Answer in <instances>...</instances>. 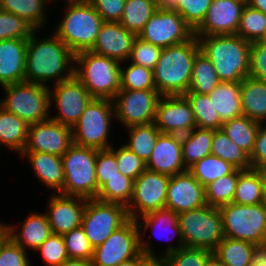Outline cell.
<instances>
[{"label":"cell","instance_id":"obj_1","mask_svg":"<svg viewBox=\"0 0 266 266\" xmlns=\"http://www.w3.org/2000/svg\"><path fill=\"white\" fill-rule=\"evenodd\" d=\"M36 32L27 39L25 82L47 86L52 80L57 84L70 79L74 75V53L54 33L38 40Z\"/></svg>","mask_w":266,"mask_h":266},{"label":"cell","instance_id":"obj_2","mask_svg":"<svg viewBox=\"0 0 266 266\" xmlns=\"http://www.w3.org/2000/svg\"><path fill=\"white\" fill-rule=\"evenodd\" d=\"M200 52L198 39L163 48L153 69L154 82L161 96L184 95L189 90L193 65Z\"/></svg>","mask_w":266,"mask_h":266},{"label":"cell","instance_id":"obj_3","mask_svg":"<svg viewBox=\"0 0 266 266\" xmlns=\"http://www.w3.org/2000/svg\"><path fill=\"white\" fill-rule=\"evenodd\" d=\"M196 38L200 52L211 60L220 82H238L248 77L250 42L236 34Z\"/></svg>","mask_w":266,"mask_h":266},{"label":"cell","instance_id":"obj_4","mask_svg":"<svg viewBox=\"0 0 266 266\" xmlns=\"http://www.w3.org/2000/svg\"><path fill=\"white\" fill-rule=\"evenodd\" d=\"M66 2L65 16L53 32L74 54L90 50L105 21L88 0Z\"/></svg>","mask_w":266,"mask_h":266},{"label":"cell","instance_id":"obj_5","mask_svg":"<svg viewBox=\"0 0 266 266\" xmlns=\"http://www.w3.org/2000/svg\"><path fill=\"white\" fill-rule=\"evenodd\" d=\"M74 64V76L93 98L112 100L120 91V62L86 50L74 54Z\"/></svg>","mask_w":266,"mask_h":266},{"label":"cell","instance_id":"obj_6","mask_svg":"<svg viewBox=\"0 0 266 266\" xmlns=\"http://www.w3.org/2000/svg\"><path fill=\"white\" fill-rule=\"evenodd\" d=\"M137 221L129 219L115 230L105 242L94 248L92 266H117L121 262L138 257L141 253L151 260H158L149 242L142 239Z\"/></svg>","mask_w":266,"mask_h":266},{"label":"cell","instance_id":"obj_7","mask_svg":"<svg viewBox=\"0 0 266 266\" xmlns=\"http://www.w3.org/2000/svg\"><path fill=\"white\" fill-rule=\"evenodd\" d=\"M94 148L73 144L62 156L64 185L59 194L96 198L98 183L96 179V157Z\"/></svg>","mask_w":266,"mask_h":266},{"label":"cell","instance_id":"obj_8","mask_svg":"<svg viewBox=\"0 0 266 266\" xmlns=\"http://www.w3.org/2000/svg\"><path fill=\"white\" fill-rule=\"evenodd\" d=\"M178 223L186 247L213 253L224 238L221 213L217 207L208 204L178 214Z\"/></svg>","mask_w":266,"mask_h":266},{"label":"cell","instance_id":"obj_9","mask_svg":"<svg viewBox=\"0 0 266 266\" xmlns=\"http://www.w3.org/2000/svg\"><path fill=\"white\" fill-rule=\"evenodd\" d=\"M224 237L257 244L266 243V205L229 203L218 208Z\"/></svg>","mask_w":266,"mask_h":266},{"label":"cell","instance_id":"obj_10","mask_svg":"<svg viewBox=\"0 0 266 266\" xmlns=\"http://www.w3.org/2000/svg\"><path fill=\"white\" fill-rule=\"evenodd\" d=\"M49 87L25 81L2 86L7 95L0 106L29 125L46 121L50 119Z\"/></svg>","mask_w":266,"mask_h":266},{"label":"cell","instance_id":"obj_11","mask_svg":"<svg viewBox=\"0 0 266 266\" xmlns=\"http://www.w3.org/2000/svg\"><path fill=\"white\" fill-rule=\"evenodd\" d=\"M113 117L112 100L93 98L71 128L73 143L96 150L110 149L112 144L108 142V134Z\"/></svg>","mask_w":266,"mask_h":266},{"label":"cell","instance_id":"obj_12","mask_svg":"<svg viewBox=\"0 0 266 266\" xmlns=\"http://www.w3.org/2000/svg\"><path fill=\"white\" fill-rule=\"evenodd\" d=\"M129 220L127 208L118 203L87 199L81 227L95 248Z\"/></svg>","mask_w":266,"mask_h":266},{"label":"cell","instance_id":"obj_13","mask_svg":"<svg viewBox=\"0 0 266 266\" xmlns=\"http://www.w3.org/2000/svg\"><path fill=\"white\" fill-rule=\"evenodd\" d=\"M193 36V29L177 11L163 8L157 9L138 35L162 49L184 43Z\"/></svg>","mask_w":266,"mask_h":266},{"label":"cell","instance_id":"obj_14","mask_svg":"<svg viewBox=\"0 0 266 266\" xmlns=\"http://www.w3.org/2000/svg\"><path fill=\"white\" fill-rule=\"evenodd\" d=\"M160 97L157 89L120 90L112 99L115 117L125 128L153 123Z\"/></svg>","mask_w":266,"mask_h":266},{"label":"cell","instance_id":"obj_15","mask_svg":"<svg viewBox=\"0 0 266 266\" xmlns=\"http://www.w3.org/2000/svg\"><path fill=\"white\" fill-rule=\"evenodd\" d=\"M169 180V175L148 169L136 178L132 199L126 207L129 219L138 221L140 216L164 209Z\"/></svg>","mask_w":266,"mask_h":266},{"label":"cell","instance_id":"obj_16","mask_svg":"<svg viewBox=\"0 0 266 266\" xmlns=\"http://www.w3.org/2000/svg\"><path fill=\"white\" fill-rule=\"evenodd\" d=\"M52 88H49L50 107L55 101L59 114L50 119L72 128L93 97L74 75Z\"/></svg>","mask_w":266,"mask_h":266},{"label":"cell","instance_id":"obj_17","mask_svg":"<svg viewBox=\"0 0 266 266\" xmlns=\"http://www.w3.org/2000/svg\"><path fill=\"white\" fill-rule=\"evenodd\" d=\"M73 144L71 127L48 119L29 126L22 152H42L61 157Z\"/></svg>","mask_w":266,"mask_h":266},{"label":"cell","instance_id":"obj_18","mask_svg":"<svg viewBox=\"0 0 266 266\" xmlns=\"http://www.w3.org/2000/svg\"><path fill=\"white\" fill-rule=\"evenodd\" d=\"M154 123L163 134L184 135L197 127L191 105L184 95L161 96Z\"/></svg>","mask_w":266,"mask_h":266},{"label":"cell","instance_id":"obj_19","mask_svg":"<svg viewBox=\"0 0 266 266\" xmlns=\"http://www.w3.org/2000/svg\"><path fill=\"white\" fill-rule=\"evenodd\" d=\"M244 3L237 0H213L205 18L194 30L195 36L236 34Z\"/></svg>","mask_w":266,"mask_h":266},{"label":"cell","instance_id":"obj_20","mask_svg":"<svg viewBox=\"0 0 266 266\" xmlns=\"http://www.w3.org/2000/svg\"><path fill=\"white\" fill-rule=\"evenodd\" d=\"M205 187L188 171L170 176L165 208L176 214L206 205Z\"/></svg>","mask_w":266,"mask_h":266},{"label":"cell","instance_id":"obj_21","mask_svg":"<svg viewBox=\"0 0 266 266\" xmlns=\"http://www.w3.org/2000/svg\"><path fill=\"white\" fill-rule=\"evenodd\" d=\"M87 198L51 195L48 202V211L45 214L53 234L64 235L82 224Z\"/></svg>","mask_w":266,"mask_h":266},{"label":"cell","instance_id":"obj_22","mask_svg":"<svg viewBox=\"0 0 266 266\" xmlns=\"http://www.w3.org/2000/svg\"><path fill=\"white\" fill-rule=\"evenodd\" d=\"M136 37L135 33L128 31L119 22H104L90 50L124 63L130 57Z\"/></svg>","mask_w":266,"mask_h":266},{"label":"cell","instance_id":"obj_23","mask_svg":"<svg viewBox=\"0 0 266 266\" xmlns=\"http://www.w3.org/2000/svg\"><path fill=\"white\" fill-rule=\"evenodd\" d=\"M146 169L169 176L186 172L188 169L182 158L181 135L161 133L146 162Z\"/></svg>","mask_w":266,"mask_h":266},{"label":"cell","instance_id":"obj_24","mask_svg":"<svg viewBox=\"0 0 266 266\" xmlns=\"http://www.w3.org/2000/svg\"><path fill=\"white\" fill-rule=\"evenodd\" d=\"M27 39L0 41V86L25 81Z\"/></svg>","mask_w":266,"mask_h":266},{"label":"cell","instance_id":"obj_25","mask_svg":"<svg viewBox=\"0 0 266 266\" xmlns=\"http://www.w3.org/2000/svg\"><path fill=\"white\" fill-rule=\"evenodd\" d=\"M5 234L25 251L28 247L36 250L51 234V228L45 214L32 213L21 225L20 231L13 225L5 224Z\"/></svg>","mask_w":266,"mask_h":266},{"label":"cell","instance_id":"obj_26","mask_svg":"<svg viewBox=\"0 0 266 266\" xmlns=\"http://www.w3.org/2000/svg\"><path fill=\"white\" fill-rule=\"evenodd\" d=\"M22 157L27 156L31 168L46 188L55 193H60L63 189L65 177L60 156L42 152H22Z\"/></svg>","mask_w":266,"mask_h":266},{"label":"cell","instance_id":"obj_27","mask_svg":"<svg viewBox=\"0 0 266 266\" xmlns=\"http://www.w3.org/2000/svg\"><path fill=\"white\" fill-rule=\"evenodd\" d=\"M141 217L143 218L142 219L143 222H142V224H140V223H138L139 221H137L138 229L143 228L145 231L148 228L152 229L154 231L153 233H155V236L157 235L159 237L158 239H160L161 236L165 235V233L163 234V232H166V234H168V232L172 234V232H173V235H172L173 238H176L178 236L177 237L178 238V244H176L177 246L175 247L172 245H170V246L168 245L167 247H165V251L163 252V255L161 253V255L158 256V260L161 259L162 257L169 255L171 253H174V252L178 251L180 248L184 247V241H183L180 226L178 223V214L174 213L173 211H171L169 209L164 208V209H159V210L150 212V213L145 214ZM160 228H161V230H163V232H161V234H160V232H158L160 230ZM164 229H165V231H164ZM173 238L171 237L170 239L173 240ZM170 239H168V240H170ZM162 240H163V238H162ZM164 240H166V238Z\"/></svg>","mask_w":266,"mask_h":266},{"label":"cell","instance_id":"obj_28","mask_svg":"<svg viewBox=\"0 0 266 266\" xmlns=\"http://www.w3.org/2000/svg\"><path fill=\"white\" fill-rule=\"evenodd\" d=\"M208 95L223 122L243 115L241 81L220 82Z\"/></svg>","mask_w":266,"mask_h":266},{"label":"cell","instance_id":"obj_29","mask_svg":"<svg viewBox=\"0 0 266 266\" xmlns=\"http://www.w3.org/2000/svg\"><path fill=\"white\" fill-rule=\"evenodd\" d=\"M243 116L263 123L266 120V82L246 77L241 81Z\"/></svg>","mask_w":266,"mask_h":266},{"label":"cell","instance_id":"obj_30","mask_svg":"<svg viewBox=\"0 0 266 266\" xmlns=\"http://www.w3.org/2000/svg\"><path fill=\"white\" fill-rule=\"evenodd\" d=\"M264 183L263 169L251 168L243 170L238 176L232 202L240 205H255L263 203Z\"/></svg>","mask_w":266,"mask_h":266},{"label":"cell","instance_id":"obj_31","mask_svg":"<svg viewBox=\"0 0 266 266\" xmlns=\"http://www.w3.org/2000/svg\"><path fill=\"white\" fill-rule=\"evenodd\" d=\"M213 129L195 127L191 132L181 135L182 158L188 169L195 162L211 154Z\"/></svg>","mask_w":266,"mask_h":266},{"label":"cell","instance_id":"obj_32","mask_svg":"<svg viewBox=\"0 0 266 266\" xmlns=\"http://www.w3.org/2000/svg\"><path fill=\"white\" fill-rule=\"evenodd\" d=\"M29 126L23 119L0 106V145H6L20 155L27 142Z\"/></svg>","mask_w":266,"mask_h":266},{"label":"cell","instance_id":"obj_33","mask_svg":"<svg viewBox=\"0 0 266 266\" xmlns=\"http://www.w3.org/2000/svg\"><path fill=\"white\" fill-rule=\"evenodd\" d=\"M259 125L260 122L242 115L223 122L221 129L231 141L250 156Z\"/></svg>","mask_w":266,"mask_h":266},{"label":"cell","instance_id":"obj_34","mask_svg":"<svg viewBox=\"0 0 266 266\" xmlns=\"http://www.w3.org/2000/svg\"><path fill=\"white\" fill-rule=\"evenodd\" d=\"M48 0H0V10L23 18L35 30L46 25L45 6ZM51 1V0H49Z\"/></svg>","mask_w":266,"mask_h":266},{"label":"cell","instance_id":"obj_35","mask_svg":"<svg viewBox=\"0 0 266 266\" xmlns=\"http://www.w3.org/2000/svg\"><path fill=\"white\" fill-rule=\"evenodd\" d=\"M158 8L157 0H126L119 23L138 36Z\"/></svg>","mask_w":266,"mask_h":266},{"label":"cell","instance_id":"obj_36","mask_svg":"<svg viewBox=\"0 0 266 266\" xmlns=\"http://www.w3.org/2000/svg\"><path fill=\"white\" fill-rule=\"evenodd\" d=\"M129 133V140L124 144L130 151L134 152L145 163L149 160L151 153L156 145L157 138L161 132L155 123L145 125H135L126 128Z\"/></svg>","mask_w":266,"mask_h":266},{"label":"cell","instance_id":"obj_37","mask_svg":"<svg viewBox=\"0 0 266 266\" xmlns=\"http://www.w3.org/2000/svg\"><path fill=\"white\" fill-rule=\"evenodd\" d=\"M254 244L224 237L213 252L226 266H251Z\"/></svg>","mask_w":266,"mask_h":266},{"label":"cell","instance_id":"obj_38","mask_svg":"<svg viewBox=\"0 0 266 266\" xmlns=\"http://www.w3.org/2000/svg\"><path fill=\"white\" fill-rule=\"evenodd\" d=\"M211 154L230 163L236 169H251L249 155L231 141L222 129L214 130Z\"/></svg>","mask_w":266,"mask_h":266},{"label":"cell","instance_id":"obj_39","mask_svg":"<svg viewBox=\"0 0 266 266\" xmlns=\"http://www.w3.org/2000/svg\"><path fill=\"white\" fill-rule=\"evenodd\" d=\"M220 83L215 67L203 53L196 55L187 93L210 94Z\"/></svg>","mask_w":266,"mask_h":266},{"label":"cell","instance_id":"obj_40","mask_svg":"<svg viewBox=\"0 0 266 266\" xmlns=\"http://www.w3.org/2000/svg\"><path fill=\"white\" fill-rule=\"evenodd\" d=\"M235 169L230 163L210 154L195 162L187 171L205 187L210 182L231 174Z\"/></svg>","mask_w":266,"mask_h":266},{"label":"cell","instance_id":"obj_41","mask_svg":"<svg viewBox=\"0 0 266 266\" xmlns=\"http://www.w3.org/2000/svg\"><path fill=\"white\" fill-rule=\"evenodd\" d=\"M133 187L134 180L118 172L99 188L96 199L127 207L133 196Z\"/></svg>","mask_w":266,"mask_h":266},{"label":"cell","instance_id":"obj_42","mask_svg":"<svg viewBox=\"0 0 266 266\" xmlns=\"http://www.w3.org/2000/svg\"><path fill=\"white\" fill-rule=\"evenodd\" d=\"M184 96L189 101L196 126L206 129H221L223 121L215 110L208 94L185 93Z\"/></svg>","mask_w":266,"mask_h":266},{"label":"cell","instance_id":"obj_43","mask_svg":"<svg viewBox=\"0 0 266 266\" xmlns=\"http://www.w3.org/2000/svg\"><path fill=\"white\" fill-rule=\"evenodd\" d=\"M243 170L235 169L231 174L224 175L205 186L206 203L212 207H221L232 203L238 176Z\"/></svg>","mask_w":266,"mask_h":266},{"label":"cell","instance_id":"obj_44","mask_svg":"<svg viewBox=\"0 0 266 266\" xmlns=\"http://www.w3.org/2000/svg\"><path fill=\"white\" fill-rule=\"evenodd\" d=\"M126 66L120 69V90L157 89L152 69L133 63Z\"/></svg>","mask_w":266,"mask_h":266},{"label":"cell","instance_id":"obj_45","mask_svg":"<svg viewBox=\"0 0 266 266\" xmlns=\"http://www.w3.org/2000/svg\"><path fill=\"white\" fill-rule=\"evenodd\" d=\"M266 30V14L248 5L243 7L236 35L252 43L259 41Z\"/></svg>","mask_w":266,"mask_h":266},{"label":"cell","instance_id":"obj_46","mask_svg":"<svg viewBox=\"0 0 266 266\" xmlns=\"http://www.w3.org/2000/svg\"><path fill=\"white\" fill-rule=\"evenodd\" d=\"M35 29L23 18L0 10V41L8 39H28Z\"/></svg>","mask_w":266,"mask_h":266},{"label":"cell","instance_id":"obj_47","mask_svg":"<svg viewBox=\"0 0 266 266\" xmlns=\"http://www.w3.org/2000/svg\"><path fill=\"white\" fill-rule=\"evenodd\" d=\"M211 254V251L202 248L184 246L159 260L163 266H203Z\"/></svg>","mask_w":266,"mask_h":266},{"label":"cell","instance_id":"obj_48","mask_svg":"<svg viewBox=\"0 0 266 266\" xmlns=\"http://www.w3.org/2000/svg\"><path fill=\"white\" fill-rule=\"evenodd\" d=\"M63 240L68 258L91 261L94 247L87 239L81 226L64 234Z\"/></svg>","mask_w":266,"mask_h":266},{"label":"cell","instance_id":"obj_49","mask_svg":"<svg viewBox=\"0 0 266 266\" xmlns=\"http://www.w3.org/2000/svg\"><path fill=\"white\" fill-rule=\"evenodd\" d=\"M110 150L115 154L118 171L124 176L135 180L146 170V163L124 145L116 149L112 146Z\"/></svg>","mask_w":266,"mask_h":266},{"label":"cell","instance_id":"obj_50","mask_svg":"<svg viewBox=\"0 0 266 266\" xmlns=\"http://www.w3.org/2000/svg\"><path fill=\"white\" fill-rule=\"evenodd\" d=\"M213 0H178L177 11L193 31L201 24Z\"/></svg>","mask_w":266,"mask_h":266},{"label":"cell","instance_id":"obj_51","mask_svg":"<svg viewBox=\"0 0 266 266\" xmlns=\"http://www.w3.org/2000/svg\"><path fill=\"white\" fill-rule=\"evenodd\" d=\"M161 51V47L146 42L137 36L128 61L153 70L157 65Z\"/></svg>","mask_w":266,"mask_h":266},{"label":"cell","instance_id":"obj_52","mask_svg":"<svg viewBox=\"0 0 266 266\" xmlns=\"http://www.w3.org/2000/svg\"><path fill=\"white\" fill-rule=\"evenodd\" d=\"M49 266H60L68 259L63 235L51 234L37 249Z\"/></svg>","mask_w":266,"mask_h":266},{"label":"cell","instance_id":"obj_53","mask_svg":"<svg viewBox=\"0 0 266 266\" xmlns=\"http://www.w3.org/2000/svg\"><path fill=\"white\" fill-rule=\"evenodd\" d=\"M27 252L4 234L0 238V266H30Z\"/></svg>","mask_w":266,"mask_h":266},{"label":"cell","instance_id":"obj_54","mask_svg":"<svg viewBox=\"0 0 266 266\" xmlns=\"http://www.w3.org/2000/svg\"><path fill=\"white\" fill-rule=\"evenodd\" d=\"M118 164L115 154L110 149L97 151L96 157V179L99 188L108 181V179L117 175Z\"/></svg>","mask_w":266,"mask_h":266},{"label":"cell","instance_id":"obj_55","mask_svg":"<svg viewBox=\"0 0 266 266\" xmlns=\"http://www.w3.org/2000/svg\"><path fill=\"white\" fill-rule=\"evenodd\" d=\"M248 76L266 82V44L259 41L250 44Z\"/></svg>","mask_w":266,"mask_h":266},{"label":"cell","instance_id":"obj_56","mask_svg":"<svg viewBox=\"0 0 266 266\" xmlns=\"http://www.w3.org/2000/svg\"><path fill=\"white\" fill-rule=\"evenodd\" d=\"M105 22H120L126 0H88Z\"/></svg>","mask_w":266,"mask_h":266},{"label":"cell","instance_id":"obj_57","mask_svg":"<svg viewBox=\"0 0 266 266\" xmlns=\"http://www.w3.org/2000/svg\"><path fill=\"white\" fill-rule=\"evenodd\" d=\"M260 123L256 135L254 148L249 156L251 168L265 169L266 168V126Z\"/></svg>","mask_w":266,"mask_h":266},{"label":"cell","instance_id":"obj_58","mask_svg":"<svg viewBox=\"0 0 266 266\" xmlns=\"http://www.w3.org/2000/svg\"><path fill=\"white\" fill-rule=\"evenodd\" d=\"M251 266H266V243L254 246Z\"/></svg>","mask_w":266,"mask_h":266},{"label":"cell","instance_id":"obj_59","mask_svg":"<svg viewBox=\"0 0 266 266\" xmlns=\"http://www.w3.org/2000/svg\"><path fill=\"white\" fill-rule=\"evenodd\" d=\"M150 261L149 257L141 253L138 257L121 262L117 266H146Z\"/></svg>","mask_w":266,"mask_h":266},{"label":"cell","instance_id":"obj_60","mask_svg":"<svg viewBox=\"0 0 266 266\" xmlns=\"http://www.w3.org/2000/svg\"><path fill=\"white\" fill-rule=\"evenodd\" d=\"M60 266H92L91 261L68 258Z\"/></svg>","mask_w":266,"mask_h":266},{"label":"cell","instance_id":"obj_61","mask_svg":"<svg viewBox=\"0 0 266 266\" xmlns=\"http://www.w3.org/2000/svg\"><path fill=\"white\" fill-rule=\"evenodd\" d=\"M247 5L266 14V0H248Z\"/></svg>","mask_w":266,"mask_h":266},{"label":"cell","instance_id":"obj_62","mask_svg":"<svg viewBox=\"0 0 266 266\" xmlns=\"http://www.w3.org/2000/svg\"><path fill=\"white\" fill-rule=\"evenodd\" d=\"M203 266H226L223 262H221L214 253H212Z\"/></svg>","mask_w":266,"mask_h":266},{"label":"cell","instance_id":"obj_63","mask_svg":"<svg viewBox=\"0 0 266 266\" xmlns=\"http://www.w3.org/2000/svg\"><path fill=\"white\" fill-rule=\"evenodd\" d=\"M178 0H157L159 8L163 9H173Z\"/></svg>","mask_w":266,"mask_h":266},{"label":"cell","instance_id":"obj_64","mask_svg":"<svg viewBox=\"0 0 266 266\" xmlns=\"http://www.w3.org/2000/svg\"><path fill=\"white\" fill-rule=\"evenodd\" d=\"M146 266H163L160 260H151Z\"/></svg>","mask_w":266,"mask_h":266},{"label":"cell","instance_id":"obj_65","mask_svg":"<svg viewBox=\"0 0 266 266\" xmlns=\"http://www.w3.org/2000/svg\"><path fill=\"white\" fill-rule=\"evenodd\" d=\"M264 171V179H265V183H264V198H263V203L266 205V168L263 169Z\"/></svg>","mask_w":266,"mask_h":266},{"label":"cell","instance_id":"obj_66","mask_svg":"<svg viewBox=\"0 0 266 266\" xmlns=\"http://www.w3.org/2000/svg\"><path fill=\"white\" fill-rule=\"evenodd\" d=\"M5 234V225L0 222V238Z\"/></svg>","mask_w":266,"mask_h":266},{"label":"cell","instance_id":"obj_67","mask_svg":"<svg viewBox=\"0 0 266 266\" xmlns=\"http://www.w3.org/2000/svg\"><path fill=\"white\" fill-rule=\"evenodd\" d=\"M259 42L266 44V30H265L263 36L260 38Z\"/></svg>","mask_w":266,"mask_h":266},{"label":"cell","instance_id":"obj_68","mask_svg":"<svg viewBox=\"0 0 266 266\" xmlns=\"http://www.w3.org/2000/svg\"><path fill=\"white\" fill-rule=\"evenodd\" d=\"M237 1H240V2L244 3L245 5H247V3H248V0H237Z\"/></svg>","mask_w":266,"mask_h":266}]
</instances>
